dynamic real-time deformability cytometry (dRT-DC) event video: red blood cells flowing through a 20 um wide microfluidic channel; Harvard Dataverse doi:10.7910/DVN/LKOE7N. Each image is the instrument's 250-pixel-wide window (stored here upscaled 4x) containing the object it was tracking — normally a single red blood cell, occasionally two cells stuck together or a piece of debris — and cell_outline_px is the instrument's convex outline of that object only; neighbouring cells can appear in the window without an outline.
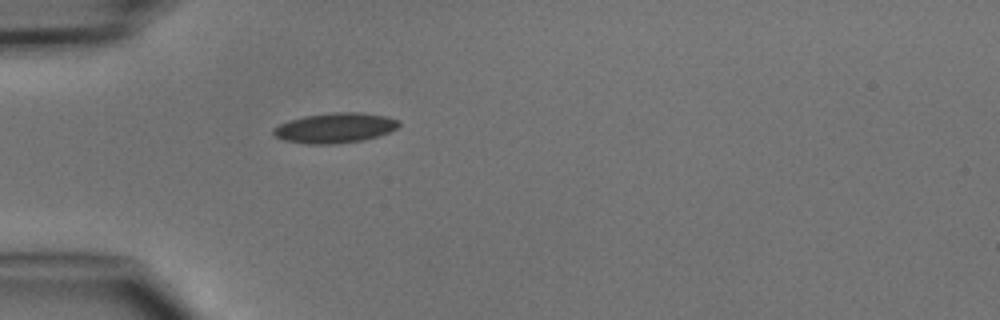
{"species": "common noctule bat (a hibernating species)", "species_latin": "Nyctalus noctula", "temperature_condition": "cold", "stored_images_in_passage": 1, "camera_frame_rate_fps": 3000, "um_per_image_px": 0.085, "animal": {"sex": "male", "body_mass_g": 15.6}, "frame": {"image": 1, "passage_image": 1, "time_ms": 0.0, "image_size_px": [1000, 320], "cell_outline_px": [[400, 124], [396, 128], [388, 132], [364, 140], [332, 144], [308, 144], [284, 140], [276, 136], [272, 132], [272, 128], [280, 124], [304, 116], [336, 112], [360, 112], [384, 116], [400, 120]], "centroid_in_image_um": [28.47, 10.87], "position_along_channel_um": 56.5, "area_um2": 21.73}}